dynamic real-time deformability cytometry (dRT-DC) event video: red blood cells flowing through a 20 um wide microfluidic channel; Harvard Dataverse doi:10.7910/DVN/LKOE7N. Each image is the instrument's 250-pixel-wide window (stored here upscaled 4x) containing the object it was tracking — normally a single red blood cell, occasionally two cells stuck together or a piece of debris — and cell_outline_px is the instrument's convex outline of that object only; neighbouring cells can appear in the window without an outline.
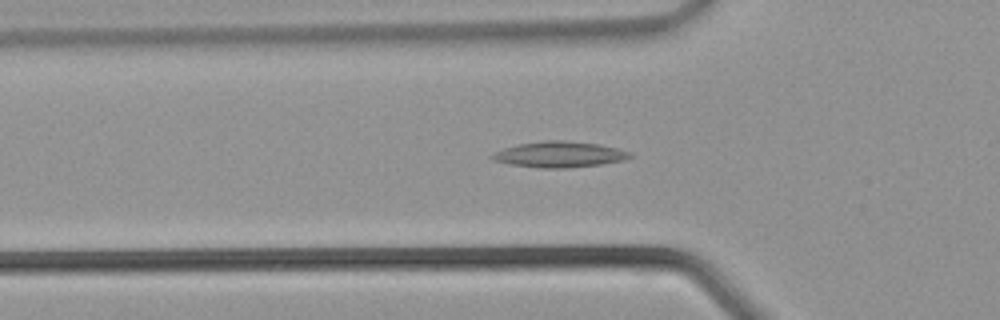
{"species": "common noctule bat (a hibernating species)", "species_latin": "Nyctalus noctula", "temperature_condition": "warm", "stored_images_in_passage": 32, "camera_frame_rate_fps": 3000, "um_per_image_px": 0.085, "animal": {"sex": "male", "body_mass_g": 21.5, "forearm_length_mm": 52.0}, "frame": {"image": 1, "passage_image": 12, "time_ms": 3.667, "image_size_px": [1000, 320], "cell_outline_px": [[632, 156], [624, 160], [600, 164], [568, 168], [540, 168], [508, 164], [492, 160], [488, 156], [504, 148], [520, 144], [544, 140], [564, 140], [600, 144], [632, 152]], "centroid_in_image_um": [47.54, 13.13], "position_along_channel_um": 78.3, "area_um2": 20.81}}
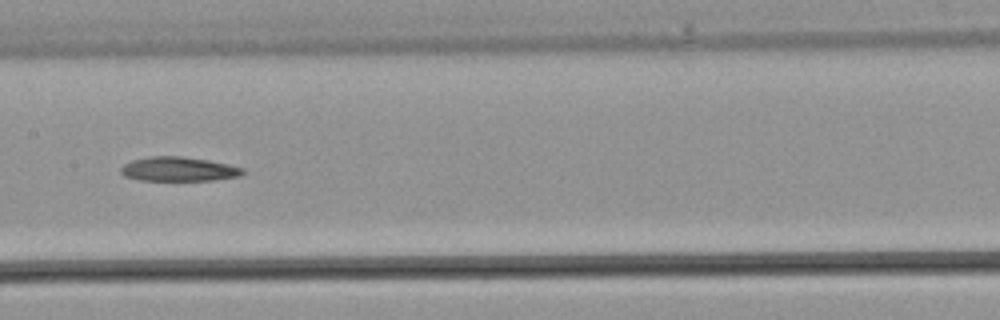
{"frame": {"image": 2, "passage_image": 18, "time_ms": 5.667, "image_size_px": [1000, 320], "cell_outline_px": [[244, 172], [240, 176], [212, 180], [140, 180], [124, 176], [120, 172], [120, 168], [124, 164], [132, 160], [148, 156], [180, 156], [208, 160], [228, 164], [244, 168]], "centroid_in_image_um": [15.16, 14.37], "position_along_channel_um": 192.2, "area_um2": 17.22}}
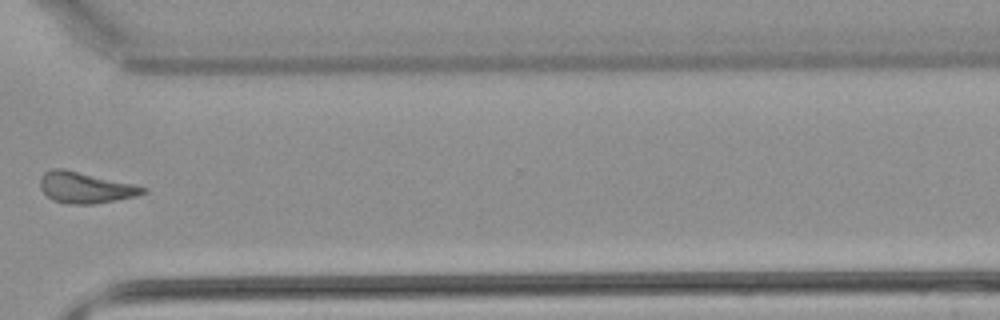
{"frame": {"image": 3, "passage_image": 27, "time_ms": 8.667, "image_size_px": [1000, 320], "cell_outline_px": [[148, 192], [136, 196], [96, 204], [64, 204], [52, 200], [40, 188], [40, 176], [44, 172], [52, 168], [64, 168], [132, 184], [148, 188]], "centroid_in_image_um": [7.23, 15.95], "position_along_channel_um": 363.4, "area_um2": 18.73}}